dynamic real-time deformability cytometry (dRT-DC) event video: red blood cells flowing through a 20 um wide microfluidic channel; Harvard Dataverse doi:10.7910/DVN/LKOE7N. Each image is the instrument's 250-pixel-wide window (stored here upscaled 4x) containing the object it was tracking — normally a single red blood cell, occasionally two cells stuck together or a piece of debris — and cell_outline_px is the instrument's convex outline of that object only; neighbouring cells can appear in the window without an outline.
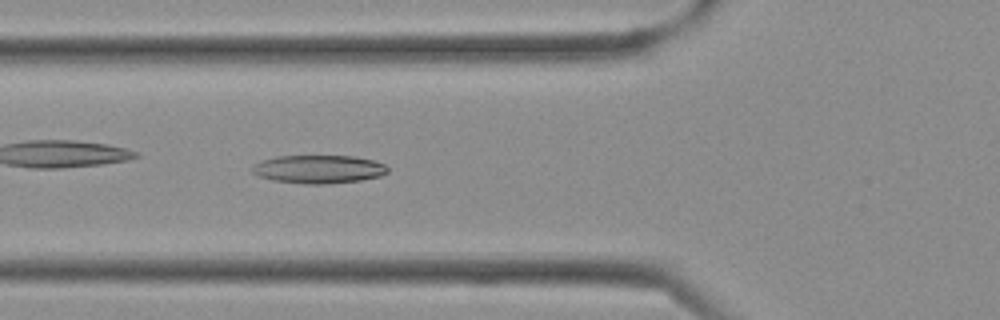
{"species": "Egyptian fruit bat (a non-hibernating species)", "species_latin": "Rousettus aegyptiacus", "temperature_condition": "cold", "stored_images_in_passage": 36, "camera_frame_rate_fps": 3000, "um_per_image_px": 0.085, "frame": {"image": 1, "passage_image": 12, "time_ms": 3.667, "image_size_px": [1000, 320], "cell_outline_px": [[388, 172], [380, 176], [360, 180], [328, 184], [304, 184], [272, 180], [260, 176], [252, 172], [252, 164], [260, 160], [276, 156], [352, 156], [372, 160], [384, 164], [388, 168]], "centroid_in_image_um": [27.05, 14.38], "position_along_channel_um": 98.8, "area_um2": 22.37}}
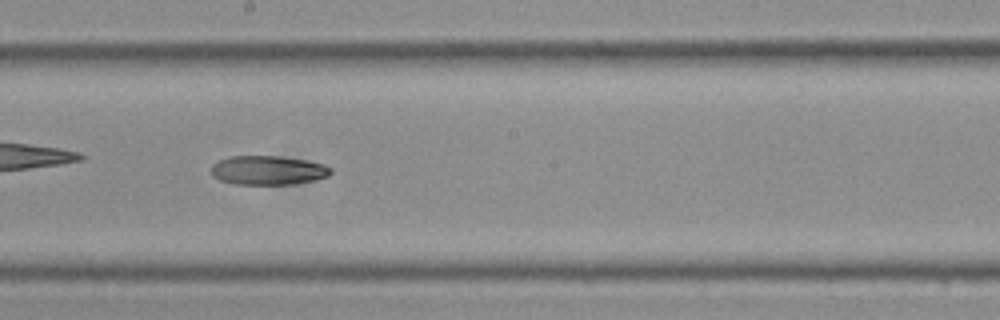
{"frame": {"image": 2, "passage_image": 19, "time_ms": 6.0, "image_size_px": [1000, 320], "cell_outline_px": [[332, 172], [328, 176], [296, 184], [232, 184], [220, 180], [212, 176], [212, 164], [220, 160], [232, 156], [280, 156], [304, 160], [324, 164], [332, 168]], "centroid_in_image_um": [22.78, 14.47], "position_along_channel_um": 225.4, "area_um2": 20.23}}
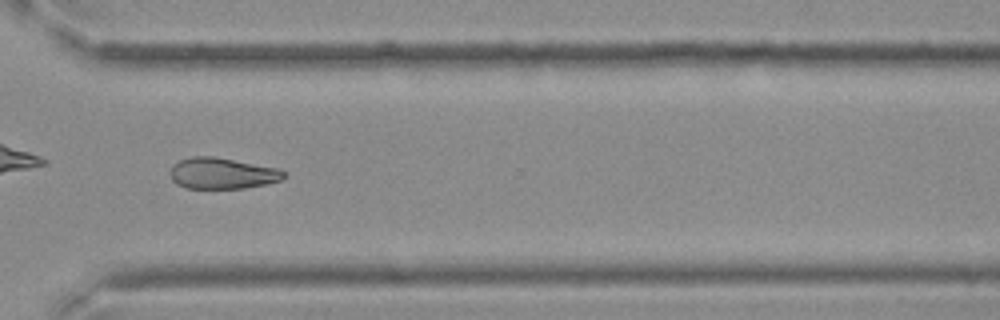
{"frame": {"image": 3, "passage_image": 26, "time_ms": 8.333, "image_size_px": [1000, 320], "cell_outline_px": [[284, 176], [280, 180], [264, 184], [244, 188], [184, 188], [176, 184], [172, 180], [168, 172], [172, 164], [180, 160], [192, 156], [212, 156], [280, 168], [284, 172]], "centroid_in_image_um": [18.82, 14.73], "position_along_channel_um": 351.8, "area_um2": 20.69}}